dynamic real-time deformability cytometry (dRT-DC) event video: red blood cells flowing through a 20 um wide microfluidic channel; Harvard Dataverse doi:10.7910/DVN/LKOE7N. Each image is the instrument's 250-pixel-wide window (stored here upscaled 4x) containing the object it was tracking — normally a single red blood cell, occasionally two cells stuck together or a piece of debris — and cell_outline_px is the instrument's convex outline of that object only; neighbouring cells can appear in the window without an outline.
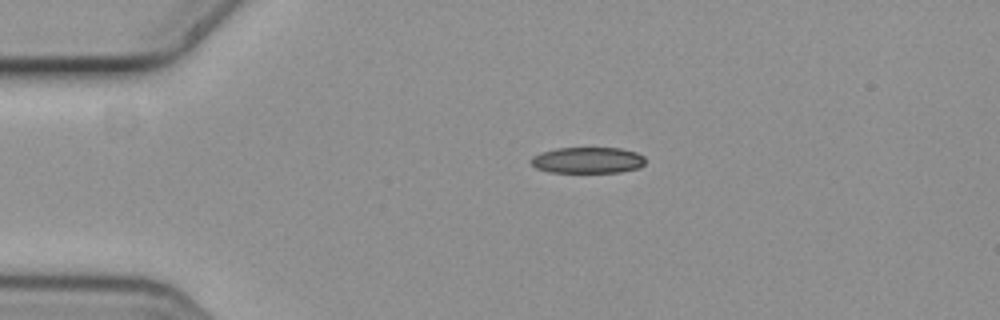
{"species": "common noctule bat (a hibernating species)", "species_latin": "Nyctalus noctula", "temperature_condition": "cold", "stored_images_in_passage": 4, "camera_frame_rate_fps": 3000, "um_per_image_px": 0.085, "animal": {"sex": "female", "body_mass_g": 19.3, "forearm_length_mm": 54.1}, "frame": {"image": 1, "passage_image": 1, "time_ms": 0.0, "image_size_px": [1000, 320], "cell_outline_px": [[644, 164], [640, 168], [620, 172], [548, 172], [536, 168], [528, 160], [532, 156], [540, 152], [556, 148], [620, 148], [636, 152], [644, 156]], "centroid_in_image_um": [49.92, 13.61], "position_along_channel_um": 35.1, "area_um2": 17.57}}
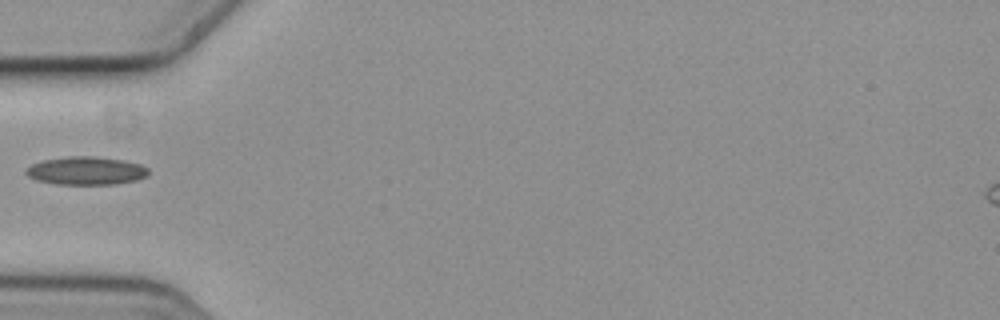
{"frame": {"image": 2, "passage_image": 3, "time_ms": 0.667, "image_size_px": [1000, 320], "cell_outline_px": [[148, 176], [136, 180], [116, 184], [56, 184], [36, 180], [28, 176], [24, 172], [24, 168], [32, 164], [44, 160], [64, 156], [96, 156], [124, 160], [140, 164], [148, 168]], "centroid_in_image_um": [7.3, 14.5], "position_along_channel_um": 77.7, "area_um2": 20.29}}
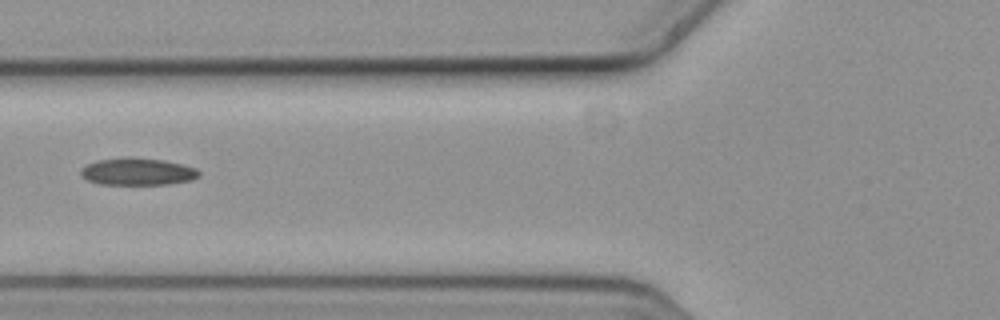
{"frame": {"image": 3, "passage_image": 4, "time_ms": 1.0, "image_size_px": [1000, 320], "cell_outline_px": [[200, 176], [192, 180], [168, 184], [100, 184], [88, 180], [80, 176], [80, 168], [96, 160], [124, 156], [128, 156], [164, 160], [196, 168], [200, 172]], "centroid_in_image_um": [11.67, 14.57], "position_along_channel_um": 114.1, "area_um2": 18.96}}